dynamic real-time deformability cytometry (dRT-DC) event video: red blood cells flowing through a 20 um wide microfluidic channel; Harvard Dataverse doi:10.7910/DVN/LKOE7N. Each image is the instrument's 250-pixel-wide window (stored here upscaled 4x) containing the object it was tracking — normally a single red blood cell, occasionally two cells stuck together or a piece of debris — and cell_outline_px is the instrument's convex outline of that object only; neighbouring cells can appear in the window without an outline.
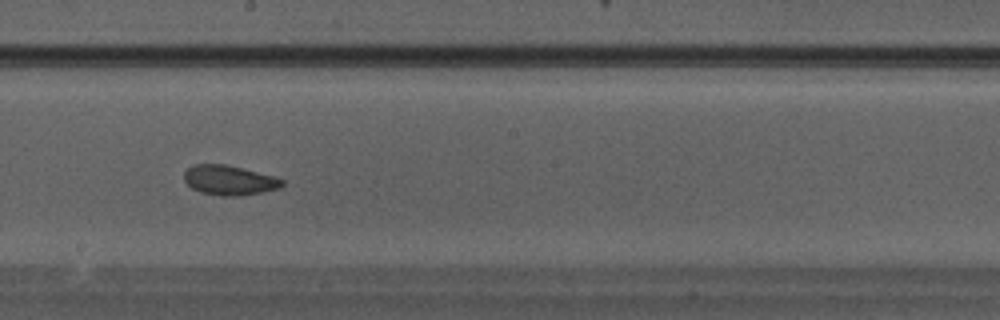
{"species": "Egyptian fruit bat (a non-hibernating species)", "species_latin": "Rousettus aegyptiacus", "temperature_condition": "warm", "stored_images_in_passage": 35, "camera_frame_rate_fps": 3000, "um_per_image_px": 0.085, "animal": {"sex": "male"}, "frame": {"image": 1, "passage_image": 20, "time_ms": 6.333, "image_size_px": [1000, 320], "cell_outline_px": [[284, 184], [280, 188], [260, 192], [236, 196], [220, 196], [200, 192], [192, 188], [184, 180], [184, 172], [192, 164], [224, 164], [272, 176], [284, 180]], "centroid_in_image_um": [19.45, 15.32], "position_along_channel_um": 228.8, "area_um2": 16.76}}